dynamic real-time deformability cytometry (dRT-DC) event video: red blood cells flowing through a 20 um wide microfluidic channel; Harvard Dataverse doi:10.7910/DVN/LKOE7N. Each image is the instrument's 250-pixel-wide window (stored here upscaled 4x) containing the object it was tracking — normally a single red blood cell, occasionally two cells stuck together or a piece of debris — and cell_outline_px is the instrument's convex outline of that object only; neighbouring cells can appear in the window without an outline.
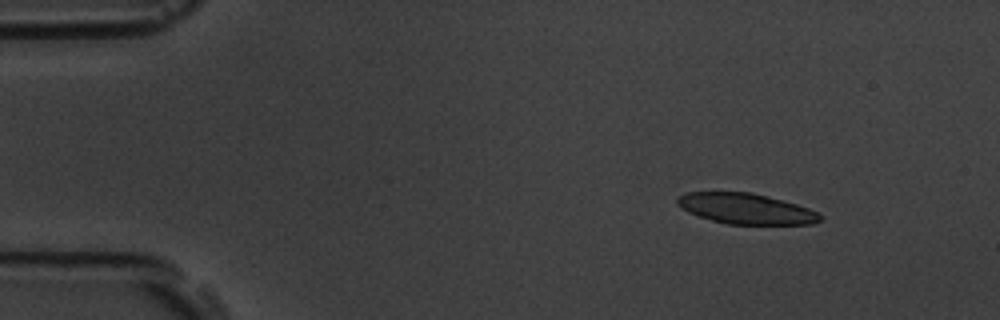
{"species": "common noctule bat (a hibernating species)", "species_latin": "Nyctalus noctula", "temperature_condition": "room temperature", "stored_images_in_passage": 53, "camera_frame_rate_fps": 3000, "um_per_image_px": 0.085, "animal": {"sex": "male", "body_mass_g": 19.5, "forearm_length_mm": 54.6}, "frame": {"image": 1, "passage_image": 6, "time_ms": 1.667, "image_size_px": [1000, 320], "cell_outline_px": [[824, 220], [812, 224], [728, 224], [712, 220], [688, 212], [680, 208], [676, 204], [676, 200], [680, 196], [688, 192], [752, 192], [768, 196], [796, 204], [808, 208], [824, 216]], "centroid_in_image_um": [63.43, 17.74], "position_along_channel_um": 21.6, "area_um2": 25.43}}
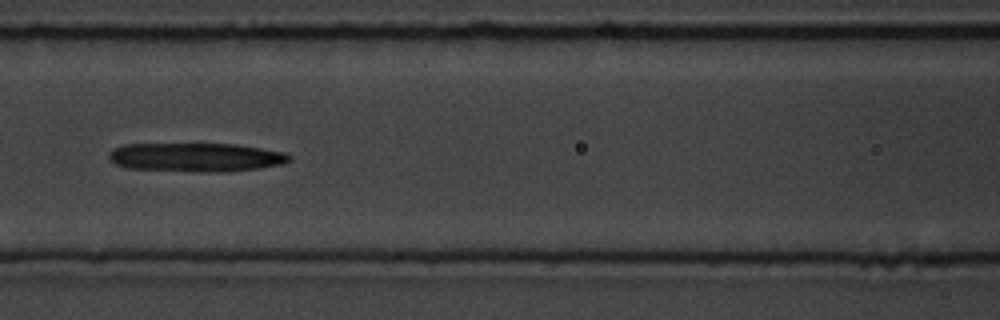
{"frame": {"image": 2, "passage_image": 23, "time_ms": 7.333, "image_size_px": [1000, 320], "cell_outline_px": [[292, 160], [280, 164], [260, 168], [224, 172], [208, 172], [128, 168], [116, 164], [108, 160], [108, 152], [112, 148], [124, 144], [236, 144], [284, 152], [292, 156]], "centroid_in_image_um": [16.63, 13.36], "position_along_channel_um": 150.0, "area_um2": 30.4}}
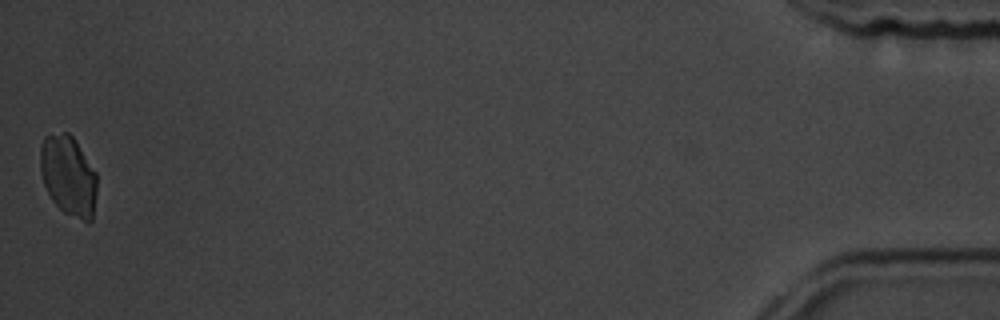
{"frame": {"image": 3, "passage_image": 53, "time_ms": 17.333, "image_size_px": [1000, 320], "cell_outline_px": [[96, 192], [92, 220], [88, 224], [64, 212], [52, 200], [44, 184], [40, 172], [40, 148], [44, 136], [64, 132], [68, 132], [72, 136], [96, 172]], "centroid_in_image_um": [5.81, 14.95], "position_along_channel_um": 429.4, "area_um2": 26.41}}